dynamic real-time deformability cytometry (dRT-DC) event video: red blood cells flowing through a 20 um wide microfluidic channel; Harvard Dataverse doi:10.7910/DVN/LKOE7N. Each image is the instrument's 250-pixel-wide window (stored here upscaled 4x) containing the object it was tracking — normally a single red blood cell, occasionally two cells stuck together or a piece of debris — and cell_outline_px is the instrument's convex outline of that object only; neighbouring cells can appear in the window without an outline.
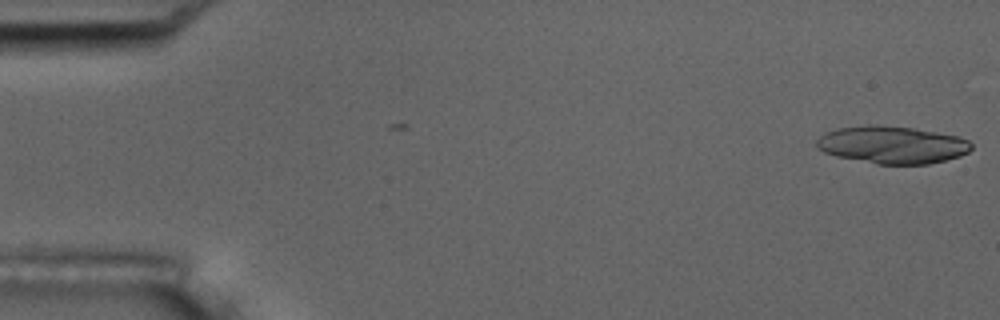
{"species": "common noctule bat (a hibernating species)", "species_latin": "Nyctalus noctula", "temperature_condition": "room temperature", "stored_images_in_passage": 3, "camera_frame_rate_fps": 3000, "um_per_image_px": 0.085, "animal": {"sex": "male", "body_mass_g": 17.5, "forearm_length_mm": 52.3}, "frame": {"image": 1, "passage_image": 3, "time_ms": 0.667, "image_size_px": [1000, 320], "cell_outline_px": [[972, 148], [968, 152], [960, 156], [928, 164], [876, 164], [836, 156], [824, 152], [816, 144], [816, 140], [824, 132], [836, 128], [868, 124], [876, 124], [916, 128], [956, 136], [968, 140], [972, 144]], "centroid_in_image_um": [75.81, 12.29], "position_along_channel_um": 9.2, "area_um2": 33.93}}